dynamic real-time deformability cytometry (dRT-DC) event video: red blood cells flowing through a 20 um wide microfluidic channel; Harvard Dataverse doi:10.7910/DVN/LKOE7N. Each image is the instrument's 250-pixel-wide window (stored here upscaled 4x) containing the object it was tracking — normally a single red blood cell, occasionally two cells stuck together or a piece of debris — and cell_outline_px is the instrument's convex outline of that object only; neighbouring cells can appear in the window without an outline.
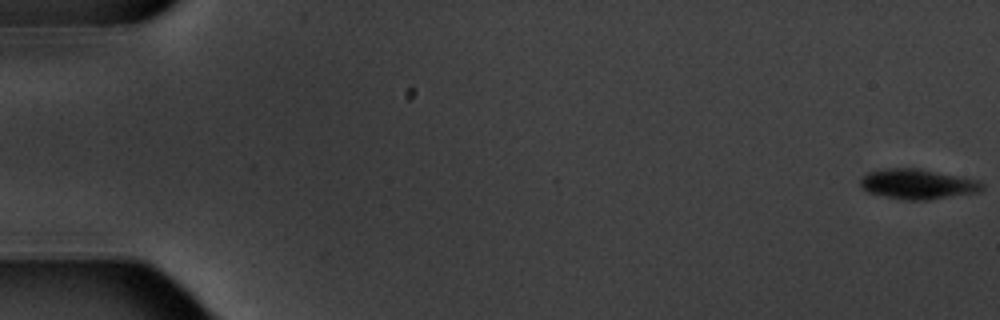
{"species": "common noctule bat (a hibernating species)", "species_latin": "Nyctalus noctula", "temperature_condition": "warm", "stored_images_in_passage": 5, "camera_frame_rate_fps": 3000, "um_per_image_px": 0.085, "animal": {"sex": "male", "body_mass_g": 20.1, "forearm_length_mm": 53.5}, "frame": {"image": 1, "passage_image": 1, "time_ms": 0.0, "image_size_px": [1000, 320], "cell_outline_px": [[984, 188], [980, 192], [928, 200], [904, 200], [868, 192], [860, 184], [860, 180], [868, 172], [884, 168], [920, 168], [980, 180], [984, 184]], "centroid_in_image_um": [78.06, 15.64], "position_along_channel_um": 6.9, "area_um2": 21.44}}